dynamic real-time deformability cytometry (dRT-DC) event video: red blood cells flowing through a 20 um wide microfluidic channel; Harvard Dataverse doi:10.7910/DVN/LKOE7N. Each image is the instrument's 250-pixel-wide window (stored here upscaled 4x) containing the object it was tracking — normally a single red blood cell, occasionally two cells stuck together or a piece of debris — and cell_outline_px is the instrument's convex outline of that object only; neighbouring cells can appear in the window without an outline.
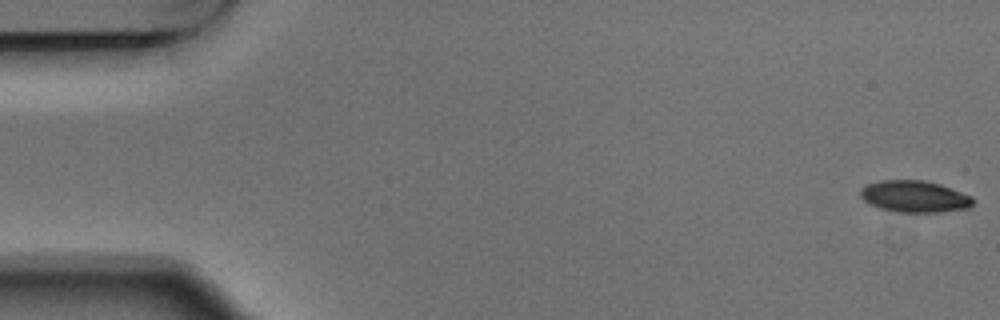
{"species": "Egyptian fruit bat (a non-hibernating species)", "species_latin": "Rousettus aegyptiacus", "temperature_condition": "warm", "stored_images_in_passage": 6, "camera_frame_rate_fps": 3000, "um_per_image_px": 0.085, "animal": {"sex": "male"}, "frame": {"image": 1, "passage_image": 1, "time_ms": 0.0, "image_size_px": [1000, 320], "cell_outline_px": [[976, 200], [968, 208], [940, 212], [896, 212], [880, 208], [868, 204], [860, 196], [860, 188], [868, 184], [880, 180], [924, 180], [940, 184], [972, 196]], "centroid_in_image_um": [77.73, 16.7], "position_along_channel_um": 7.3, "area_um2": 20.92}}
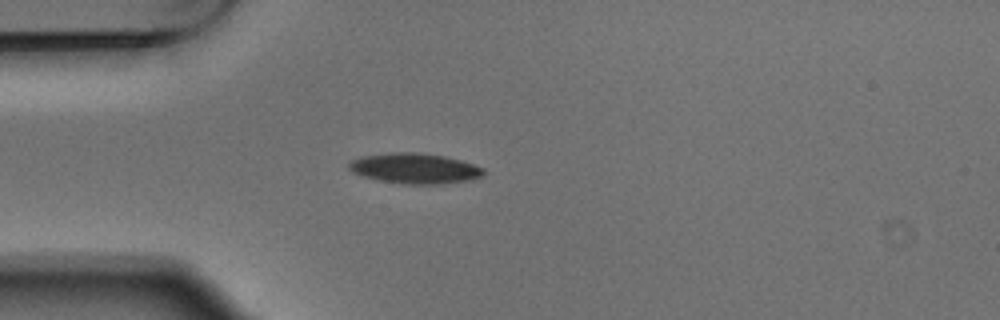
{"frame": {"image": 2, "passage_image": 5, "time_ms": 1.333, "image_size_px": [1000, 320], "cell_outline_px": [[484, 176], [472, 180], [440, 184], [408, 184], [380, 180], [364, 176], [352, 172], [348, 168], [348, 164], [352, 160], [360, 156], [392, 152], [416, 152], [444, 156], [460, 160], [484, 168]], "centroid_in_image_um": [35.27, 14.31], "position_along_channel_um": 49.7, "area_um2": 23.81}}